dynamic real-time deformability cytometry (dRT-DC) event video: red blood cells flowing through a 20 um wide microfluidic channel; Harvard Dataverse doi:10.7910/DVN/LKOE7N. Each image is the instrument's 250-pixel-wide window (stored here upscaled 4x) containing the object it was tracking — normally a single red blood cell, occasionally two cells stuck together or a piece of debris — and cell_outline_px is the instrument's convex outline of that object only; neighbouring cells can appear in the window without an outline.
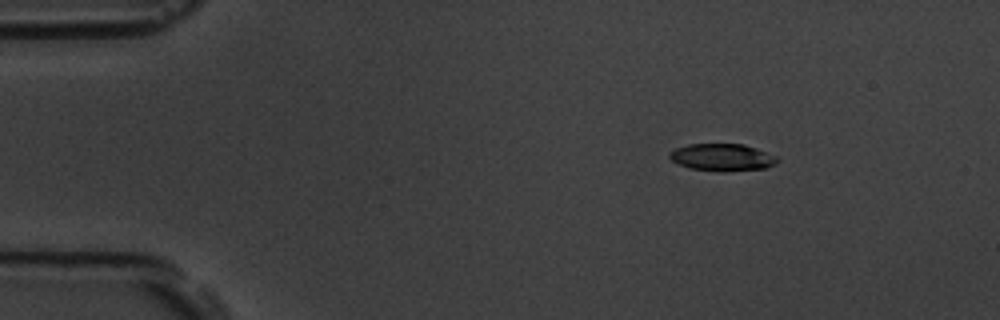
{"species": "common noctule bat (a hibernating species)", "species_latin": "Nyctalus noctula", "temperature_condition": "room temperature", "stored_images_in_passage": 9, "camera_frame_rate_fps": 3000, "um_per_image_px": 0.085, "animal": {"sex": "male", "body_mass_g": 19.5, "forearm_length_mm": 54.6}, "frame": {"image": 1, "passage_image": 1, "time_ms": 0.0, "image_size_px": [1000, 320], "cell_outline_px": [[780, 160], [776, 164], [768, 168], [724, 172], [720, 172], [688, 168], [672, 160], [668, 156], [668, 152], [676, 148], [688, 144], [744, 144], [756, 148], [776, 156]], "centroid_in_image_um": [61.41, 13.38], "position_along_channel_um": 23.6, "area_um2": 17.34}}
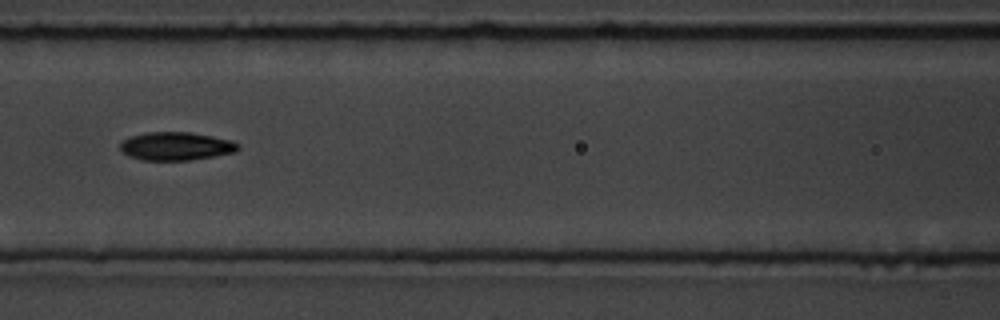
{"frame": {"image": 2, "passage_image": 6, "time_ms": 1.667, "image_size_px": [1000, 320], "cell_outline_px": [[240, 148], [236, 152], [188, 160], [140, 160], [128, 156], [120, 148], [120, 144], [124, 140], [132, 136], [148, 132], [192, 132], [232, 140], [240, 144]], "centroid_in_image_um": [14.99, 12.42], "position_along_channel_um": 151.6, "area_um2": 19.36}}
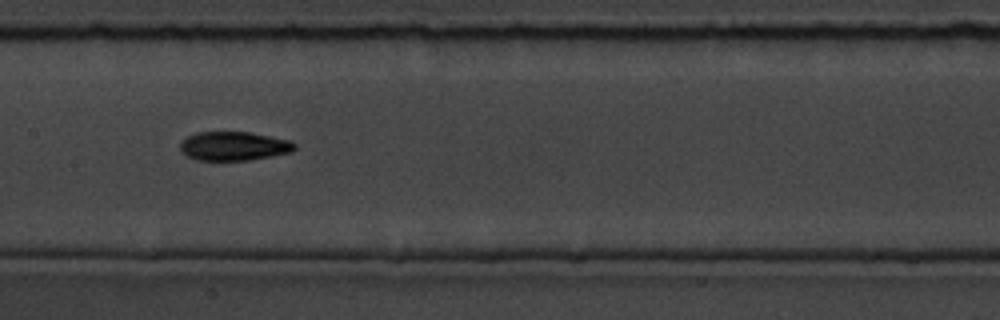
{"frame": {"image": 3, "passage_image": 7, "time_ms": 2.0, "image_size_px": [1000, 320], "cell_outline_px": [[296, 148], [292, 152], [248, 160], [196, 160], [188, 156], [180, 148], [180, 144], [188, 136], [196, 132], [248, 132], [292, 140], [296, 144]], "centroid_in_image_um": [19.92, 12.41], "position_along_channel_um": 187.5, "area_um2": 19.19}}